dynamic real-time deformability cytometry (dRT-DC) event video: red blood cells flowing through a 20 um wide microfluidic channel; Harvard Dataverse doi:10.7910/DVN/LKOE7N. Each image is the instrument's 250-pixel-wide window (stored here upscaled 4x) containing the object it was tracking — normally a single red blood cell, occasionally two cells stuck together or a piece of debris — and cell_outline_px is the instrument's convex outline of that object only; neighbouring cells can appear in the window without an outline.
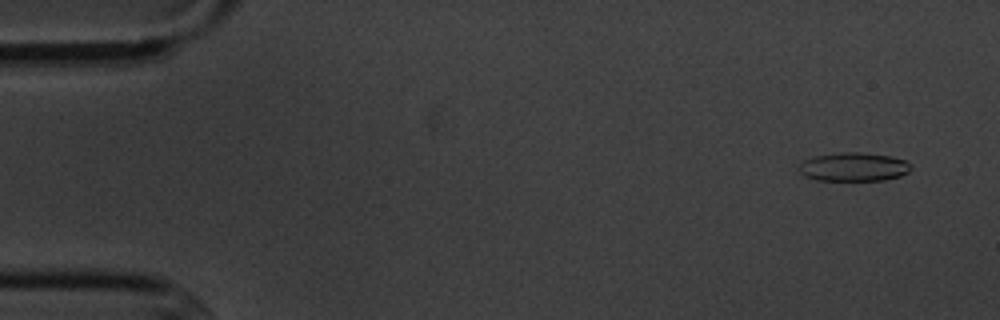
{"species": "common noctule bat (a hibernating species)", "species_latin": "Nyctalus noctula", "temperature_condition": "cold", "stored_images_in_passage": 5, "camera_frame_rate_fps": 3000, "um_per_image_px": 0.085, "animal": {"sex": "male", "body_mass_g": 20.1, "forearm_length_mm": 53.5}, "frame": {"image": 1, "passage_image": 1, "time_ms": 0.0, "image_size_px": [1000, 320], "cell_outline_px": [[912, 168], [908, 172], [900, 176], [884, 180], [816, 180], [804, 176], [796, 168], [804, 160], [816, 156], [840, 152], [860, 152], [892, 156], [904, 160], [912, 164]], "centroid_in_image_um": [72.56, 14.18], "position_along_channel_um": 12.4, "area_um2": 18.84}}
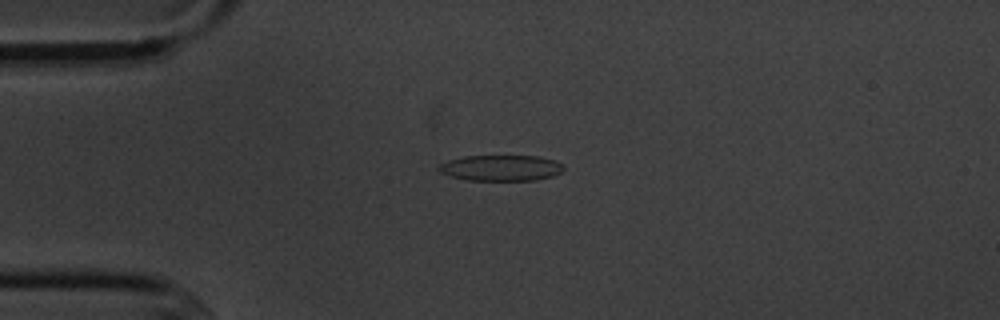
{"frame": {"image": 2, "passage_image": 4, "time_ms": 3.333, "image_size_px": [1000, 320], "cell_outline_px": [[564, 168], [560, 172], [552, 176], [536, 180], [468, 180], [448, 176], [440, 172], [436, 168], [440, 164], [448, 160], [464, 156], [540, 156], [556, 160], [564, 164]], "centroid_in_image_um": [42.58, 14.27], "position_along_channel_um": 42.4, "area_um2": 18.96}}